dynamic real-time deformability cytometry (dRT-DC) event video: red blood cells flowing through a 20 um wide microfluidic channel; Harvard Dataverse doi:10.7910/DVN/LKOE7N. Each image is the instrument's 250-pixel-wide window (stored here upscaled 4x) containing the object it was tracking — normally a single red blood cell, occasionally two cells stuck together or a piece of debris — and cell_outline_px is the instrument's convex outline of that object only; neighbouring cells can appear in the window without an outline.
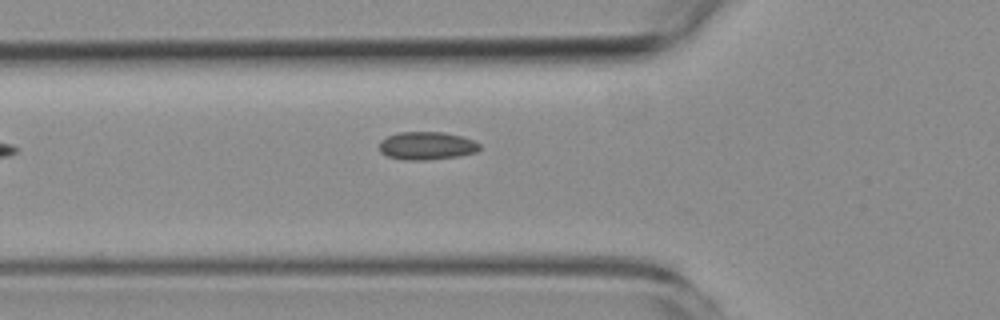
{"species": "common noctule bat (a hibernating species)", "species_latin": "Nyctalus noctula", "temperature_condition": "room temperature", "stored_images_in_passage": 3, "camera_frame_rate_fps": 3000, "um_per_image_px": 0.085, "animal": {"sex": "female", "body_mass_g": 19.3, "forearm_length_mm": 54.1}, "frame": {"image": 1, "passage_image": 3, "time_ms": 2.333, "image_size_px": [1000, 320], "cell_outline_px": [[480, 148], [476, 152], [460, 156], [424, 160], [404, 160], [388, 156], [380, 152], [380, 140], [388, 136], [400, 132], [444, 132], [460, 136], [472, 140], [480, 144]], "centroid_in_image_um": [36.27, 12.39], "position_along_channel_um": 89.5, "area_um2": 16.3}}